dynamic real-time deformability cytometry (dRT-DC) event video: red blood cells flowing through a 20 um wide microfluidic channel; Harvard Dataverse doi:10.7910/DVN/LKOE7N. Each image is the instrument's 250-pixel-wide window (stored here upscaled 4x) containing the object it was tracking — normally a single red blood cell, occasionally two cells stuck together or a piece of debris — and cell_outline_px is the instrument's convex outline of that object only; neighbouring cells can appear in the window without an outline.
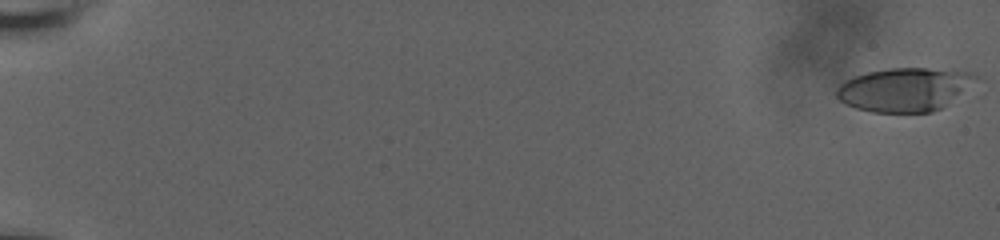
{"species": "human", "species_latin": "Homo sapiens", "temperature_condition": "room temperature", "stored_images_in_passage": 52, "camera_frame_rate_fps": 3000, "um_per_image_px": 0.085, "donor": {"sex": "male"}, "frame": {"image": 1, "passage_image": 1, "time_ms": 0.0, "image_size_px": [1000, 240], "cell_outline_px": [[976, 76], [940, 108], [932, 112], [872, 112], [856, 108], [840, 100], [836, 96], [836, 88], [844, 80], [868, 72], [888, 68], [928, 68], [972, 72]], "centroid_in_image_um": [76.74, 7.6], "position_along_channel_um": 8.3, "area_um2": 34.22}}
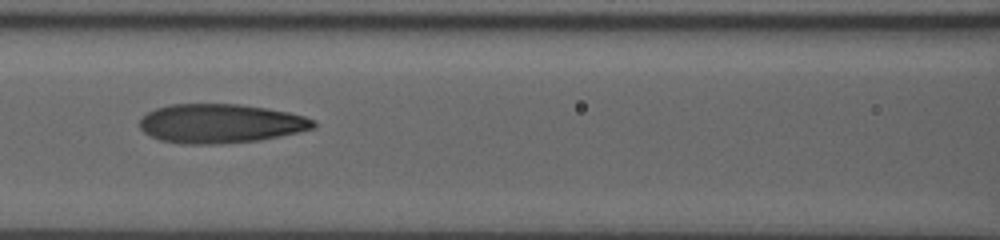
{"frame": {"image": 2, "passage_image": 30, "time_ms": 9.667, "image_size_px": [1000, 240], "cell_outline_px": [[316, 128], [300, 132], [260, 140], [212, 144], [184, 144], [160, 140], [144, 132], [140, 128], [140, 120], [148, 112], [156, 108], [172, 104], [240, 104], [268, 108], [288, 112], [304, 116], [316, 120]], "centroid_in_image_um": [18.79, 10.49], "position_along_channel_um": 147.8, "area_um2": 39.65}}
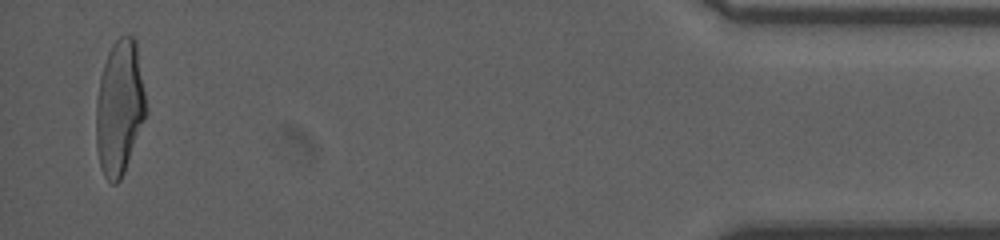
{"frame": {"image": 3, "passage_image": 52, "time_ms": 17.0, "image_size_px": [1000, 240], "cell_outline_px": [[148, 108], [144, 120], [124, 172], [120, 180], [116, 184], [112, 184], [104, 176], [100, 168], [96, 148], [96, 100], [100, 76], [108, 52], [112, 44], [120, 36], [132, 36], [136, 40]], "centroid_in_image_um": [10.16, 9.15], "position_along_channel_um": 425.0, "area_um2": 39.42}, "authors_computed_cell_mechanics": {"area_um2": 38.148, "velocity_mm_per_s": 3.7486, "shape_relaxation_time_tau1_ms": null, "shape_relaxation_time_tau2_ms": 1.2922, "deformation_change_tau1": null, "deformation_change_tau2": 0.0956}}